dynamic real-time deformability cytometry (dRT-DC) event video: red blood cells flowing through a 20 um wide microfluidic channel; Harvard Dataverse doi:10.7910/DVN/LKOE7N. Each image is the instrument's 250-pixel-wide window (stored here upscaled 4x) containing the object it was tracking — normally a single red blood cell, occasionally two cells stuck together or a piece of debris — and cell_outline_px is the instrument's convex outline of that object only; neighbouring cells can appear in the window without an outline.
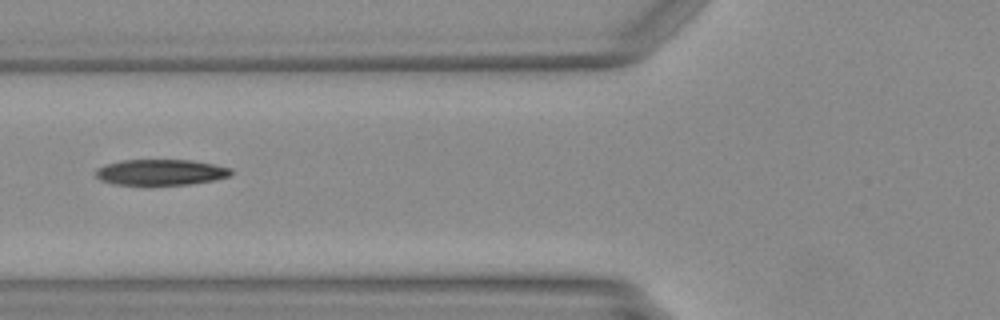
{"species": "Egyptian fruit bat (a non-hibernating species)", "species_latin": "Rousettus aegyptiacus", "temperature_condition": "warm", "stored_images_in_passage": 36, "camera_frame_rate_fps": 3000, "um_per_image_px": 0.085, "animal": {"sex": "female"}, "frame": {"image": 1, "passage_image": 6, "time_ms": 1.667, "image_size_px": [1000, 320], "cell_outline_px": [[232, 172], [228, 176], [212, 180], [188, 184], [144, 188], [112, 184], [100, 180], [96, 176], [96, 168], [104, 164], [124, 160], [192, 160], [232, 168]], "centroid_in_image_um": [13.57, 14.69], "position_along_channel_um": 112.2, "area_um2": 21.21}}
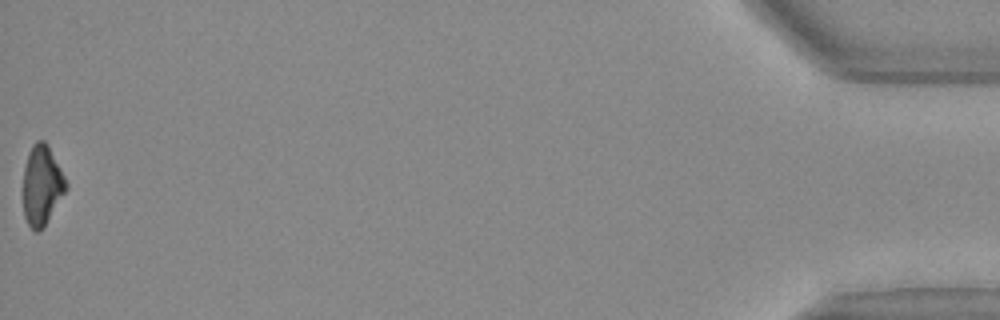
{"frame": {"image": 2, "passage_image": 36, "time_ms": 11.667, "image_size_px": [1000, 320], "cell_outline_px": [[68, 188], [44, 224], [36, 232], [28, 224], [24, 216], [24, 168], [28, 152], [32, 144], [36, 140], [44, 140], [48, 144], [68, 184]], "centroid_in_image_um": [3.56, 15.68], "position_along_channel_um": 431.6, "area_um2": 19.54}}